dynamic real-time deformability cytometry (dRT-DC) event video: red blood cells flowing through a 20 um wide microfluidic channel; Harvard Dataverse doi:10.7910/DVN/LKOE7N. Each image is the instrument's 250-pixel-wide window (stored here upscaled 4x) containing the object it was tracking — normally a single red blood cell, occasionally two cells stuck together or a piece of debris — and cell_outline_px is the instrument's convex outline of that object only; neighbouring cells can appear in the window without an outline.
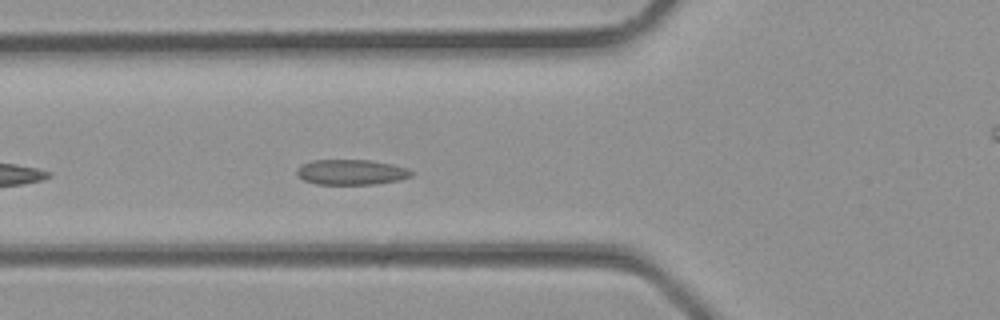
{"species": "common noctule bat (a hibernating species)", "species_latin": "Nyctalus noctula", "temperature_condition": "room temperature", "stored_images_in_passage": 17, "camera_frame_rate_fps": 3000, "um_per_image_px": 0.085, "animal": {"sex": "male", "body_mass_g": 23.1, "forearm_length_mm": 52.7}, "frame": {"image": 1, "passage_image": 2, "time_ms": 0.333, "image_size_px": [1000, 320], "cell_outline_px": [[412, 176], [400, 180], [376, 184], [316, 184], [304, 180], [296, 172], [296, 168], [312, 160], [368, 160], [392, 164], [408, 168], [412, 172]], "centroid_in_image_um": [29.88, 14.63], "position_along_channel_um": 95.9, "area_um2": 16.82}}
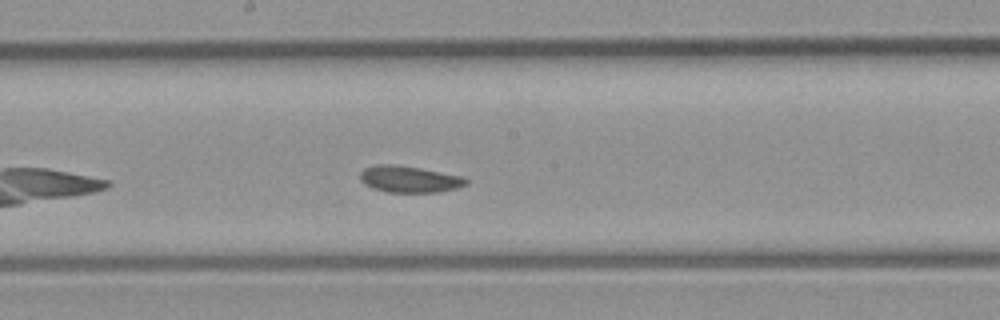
{"frame": {"image": 2, "passage_image": 8, "time_ms": 2.333, "image_size_px": [1000, 320], "cell_outline_px": [[468, 184], [456, 188], [440, 192], [388, 192], [372, 188], [364, 184], [360, 180], [360, 172], [364, 168], [372, 164], [400, 164], [460, 176], [468, 180]], "centroid_in_image_um": [34.74, 15.22], "position_along_channel_um": 213.5, "area_um2": 16.53}}
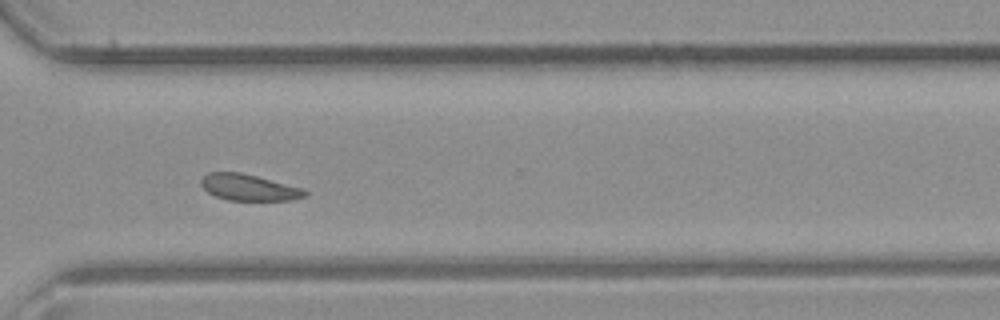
{"frame": {"image": 3, "passage_image": 15, "time_ms": 4.667, "image_size_px": [1000, 320], "cell_outline_px": [[308, 192], [304, 196], [292, 200], [228, 200], [216, 196], [208, 192], [200, 184], [200, 180], [208, 172], [240, 172], [304, 188]], "centroid_in_image_um": [21.15, 15.93], "position_along_channel_um": 349.5, "area_um2": 15.84}}